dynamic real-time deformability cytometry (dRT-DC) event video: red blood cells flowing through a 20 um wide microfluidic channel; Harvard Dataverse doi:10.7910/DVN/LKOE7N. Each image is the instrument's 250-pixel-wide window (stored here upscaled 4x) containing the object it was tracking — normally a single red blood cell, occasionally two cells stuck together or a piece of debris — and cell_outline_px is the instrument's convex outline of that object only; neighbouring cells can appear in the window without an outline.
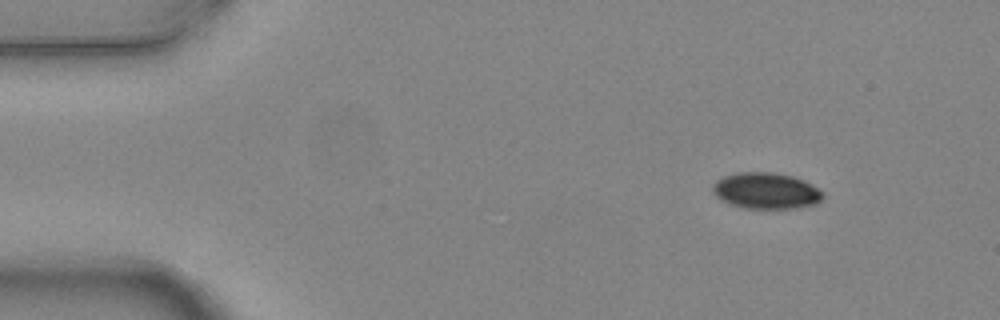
{"species": "common noctule bat (a hibernating species)", "species_latin": "Nyctalus noctula", "temperature_condition": "warm", "stored_images_in_passage": 5, "segment_of_instrument_passage": [2, 2], "camera_frame_rate_fps": 3000, "um_per_image_px": 0.085, "animal": {"sex": "female", "body_mass_g": 24.6, "forearm_length_mm": 56.2}, "frame": {"image": 1, "passage_image": 5, "time_ms": 1.333, "image_size_px": [1000, 320], "cell_outline_px": [[824, 196], [816, 204], [796, 208], [744, 208], [728, 204], [720, 200], [712, 192], [712, 184], [716, 180], [724, 176], [736, 172], [772, 172], [792, 176], [804, 180], [812, 184], [824, 192]], "centroid_in_image_um": [65.09, 16.21], "position_along_channel_um": 19.9, "area_um2": 23.52}}